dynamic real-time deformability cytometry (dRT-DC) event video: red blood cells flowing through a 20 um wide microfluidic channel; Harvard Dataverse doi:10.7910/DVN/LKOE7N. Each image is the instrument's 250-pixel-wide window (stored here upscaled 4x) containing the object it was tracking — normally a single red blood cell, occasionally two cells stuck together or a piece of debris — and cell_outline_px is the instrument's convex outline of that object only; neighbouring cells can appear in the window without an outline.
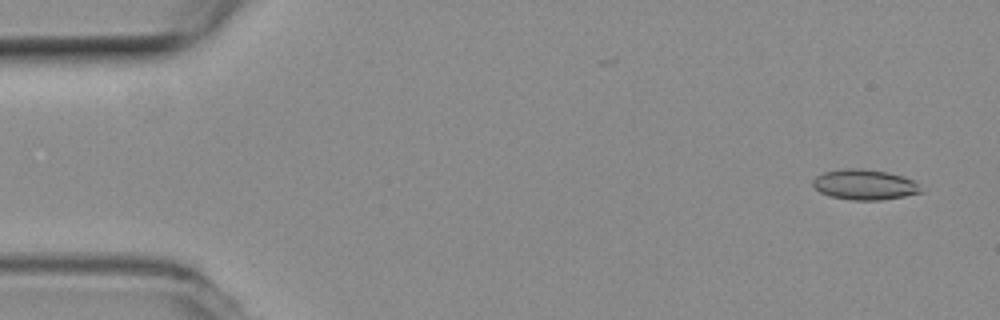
{"species": "common noctule bat (a hibernating species)", "species_latin": "Nyctalus noctula", "temperature_condition": "room temperature", "stored_images_in_passage": 54, "camera_frame_rate_fps": 3000, "um_per_image_px": 0.085, "animal": {"sex": "female", "body_mass_g": 19.3, "forearm_length_mm": 54.1}, "frame": {"image": 1, "passage_image": 3, "time_ms": 0.667, "image_size_px": [1000, 320], "cell_outline_px": [[924, 192], [904, 196], [880, 200], [852, 200], [832, 196], [820, 192], [812, 184], [812, 180], [816, 176], [824, 172], [844, 168], [860, 168], [888, 172], [904, 176], [912, 180]], "centroid_in_image_um": [73.48, 15.68], "position_along_channel_um": 11.5, "area_um2": 19.02}}
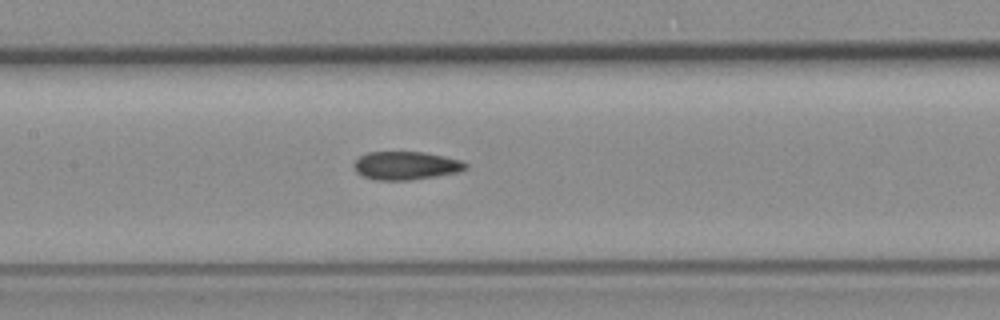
{"frame": {"image": 2, "passage_image": 25, "time_ms": 8.0, "image_size_px": [1000, 320], "cell_outline_px": [[468, 168], [460, 172], [412, 180], [376, 180], [364, 176], [356, 172], [352, 164], [360, 156], [368, 152], [424, 152], [444, 156], [460, 160], [468, 164]], "centroid_in_image_um": [34.52, 14.08], "position_along_channel_um": 172.9, "area_um2": 18.5}}
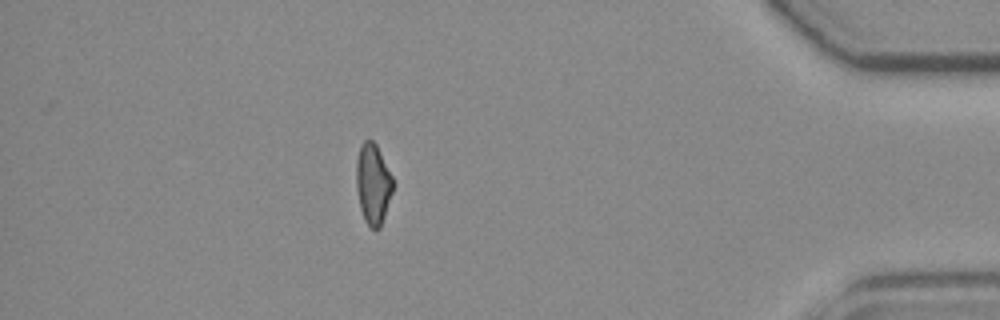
{"frame": {"image": 3, "passage_image": 47, "time_ms": 15.333, "image_size_px": [1000, 320], "cell_outline_px": [[392, 192], [380, 228], [372, 228], [364, 220], [360, 208], [356, 184], [356, 160], [360, 144], [364, 140], [372, 140], [376, 144], [392, 176]], "centroid_in_image_um": [31.68, 15.6], "position_along_channel_um": 403.5, "area_um2": 16.99}, "authors_computed_cell_mechanics": {"area_um2": 18.3804, "velocity_mm_per_s": 3.83, "shape_relaxation_time_tau1_ms": null, "shape_relaxation_time_tau2_ms": 3.3405, "deformation_change_tau1": null, "deformation_change_tau2": 0.1097}}